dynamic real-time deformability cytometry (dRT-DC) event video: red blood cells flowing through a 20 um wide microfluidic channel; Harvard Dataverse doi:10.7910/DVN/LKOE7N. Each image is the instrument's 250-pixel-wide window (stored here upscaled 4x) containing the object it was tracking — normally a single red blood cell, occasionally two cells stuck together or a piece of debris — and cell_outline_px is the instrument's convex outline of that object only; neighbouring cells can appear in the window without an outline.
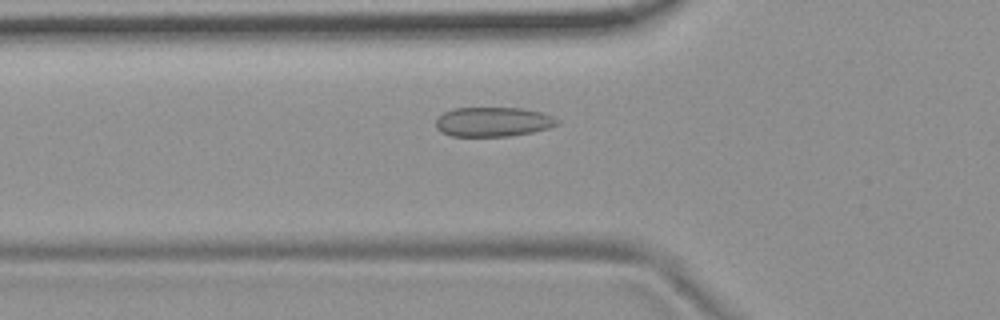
{"species": "common noctule bat (a hibernating species)", "species_latin": "Nyctalus noctula", "temperature_condition": "room temperature", "stored_images_in_passage": 47, "camera_frame_rate_fps": 3000, "um_per_image_px": 0.085, "animal": {"sex": "female", "body_mass_g": 19.9}, "frame": {"image": 1, "passage_image": 11, "time_ms": 3.333, "image_size_px": [1000, 320], "cell_outline_px": [[560, 120], [556, 124], [548, 128], [532, 132], [512, 136], [452, 136], [440, 132], [436, 128], [436, 120], [444, 112], [456, 108], [524, 108], [544, 112]], "centroid_in_image_um": [41.92, 10.35], "position_along_channel_um": 83.9, "area_um2": 20.92}}
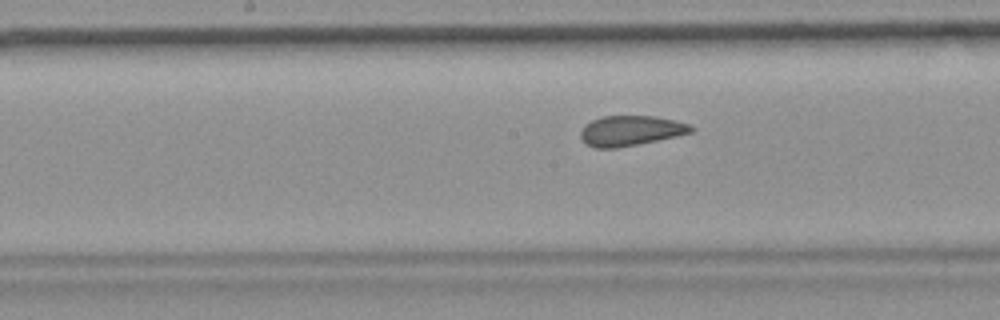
{"frame": {"image": 2, "passage_image": 20, "time_ms": 6.333, "image_size_px": [1000, 320], "cell_outline_px": [[696, 128], [692, 132], [676, 136], [616, 148], [596, 148], [588, 144], [580, 136], [580, 132], [584, 124], [600, 116], [656, 116], [692, 124]], "centroid_in_image_um": [53.62, 11.09], "position_along_channel_um": 194.6, "area_um2": 19.36}}
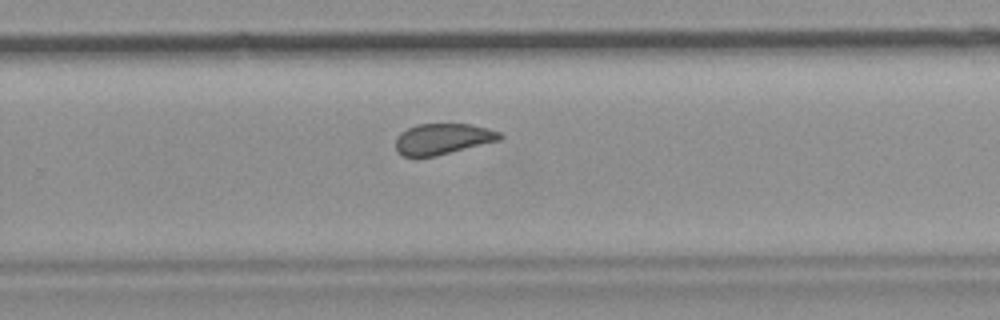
{"frame": {"image": 3, "passage_image": 28, "time_ms": 9.0, "image_size_px": [1000, 320], "cell_outline_px": [[504, 136], [500, 140], [436, 156], [404, 156], [396, 152], [396, 136], [400, 132], [416, 124], [472, 124], [488, 128], [500, 132]], "centroid_in_image_um": [37.63, 11.8], "position_along_channel_um": 292.2, "area_um2": 18.84}, "authors_computed_cell_mechanics": {"area_um2": 20.1144, "velocity_mm_per_s": 3.6885, "shape_relaxation_time_tau1_ms": null, "shape_relaxation_time_tau2_ms": 1.3556, "deformation_change_tau1": null, "deformation_change_tau2": 0.066}}